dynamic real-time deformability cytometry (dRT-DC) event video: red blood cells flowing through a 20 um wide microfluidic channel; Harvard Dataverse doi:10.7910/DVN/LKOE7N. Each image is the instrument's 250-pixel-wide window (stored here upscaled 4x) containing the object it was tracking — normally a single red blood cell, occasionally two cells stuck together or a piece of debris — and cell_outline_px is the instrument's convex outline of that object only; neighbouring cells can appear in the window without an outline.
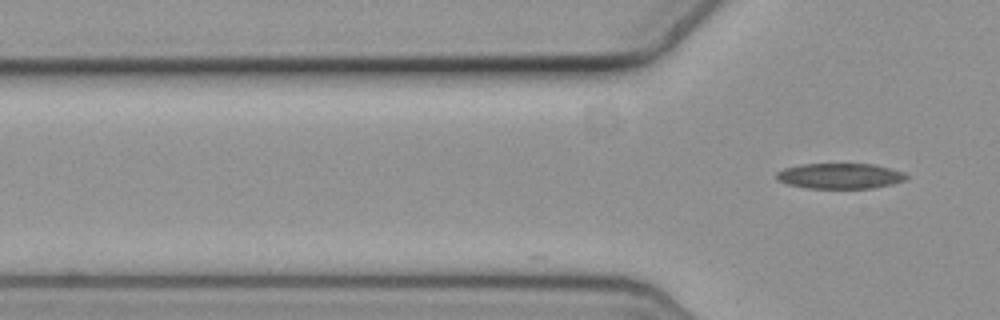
{"species": "common noctule bat (a hibernating species)", "species_latin": "Nyctalus noctula", "temperature_condition": "cold", "stored_images_in_passage": 3, "camera_frame_rate_fps": 3000, "um_per_image_px": 0.085, "animal": {"sex": "female", "body_mass_g": 19.3, "forearm_length_mm": 54.1}, "frame": {"image": 1, "passage_image": 3, "time_ms": 0.667, "image_size_px": [1000, 320], "cell_outline_px": [[908, 176], [904, 180], [892, 184], [872, 188], [808, 188], [788, 184], [780, 180], [776, 176], [776, 172], [784, 168], [800, 164], [872, 164], [904, 172]], "centroid_in_image_um": [71.39, 14.95], "position_along_channel_um": 54.4, "area_um2": 19.07}}